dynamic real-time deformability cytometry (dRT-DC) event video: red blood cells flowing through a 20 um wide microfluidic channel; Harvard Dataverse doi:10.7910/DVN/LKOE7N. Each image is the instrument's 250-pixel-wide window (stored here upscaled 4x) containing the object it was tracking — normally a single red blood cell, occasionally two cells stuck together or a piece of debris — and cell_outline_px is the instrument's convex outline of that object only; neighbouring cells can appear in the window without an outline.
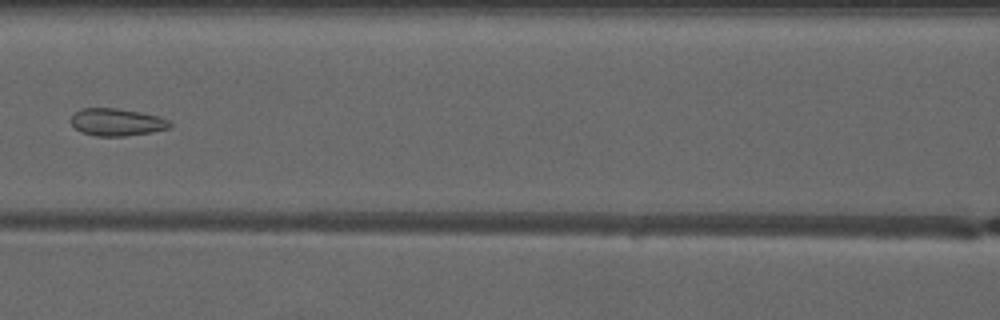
{"species": "common noctule bat (a hibernating species)", "species_latin": "Nyctalus noctula", "temperature_condition": "warm", "stored_images_in_passage": 5, "camera_frame_rate_fps": 3000, "um_per_image_px": 0.085, "animal": {"sex": "male", "forearm_length_mm": 52.5}, "frame": {"image": 1, "passage_image": 5, "time_ms": 5.0, "image_size_px": [1000, 320], "cell_outline_px": [[172, 128], [152, 132], [124, 136], [96, 136], [80, 132], [72, 124], [72, 116], [80, 108], [116, 108], [140, 112], [160, 116], [168, 120], [172, 124]], "centroid_in_image_um": [9.96, 10.38], "position_along_channel_um": 156.6, "area_um2": 15.84}}